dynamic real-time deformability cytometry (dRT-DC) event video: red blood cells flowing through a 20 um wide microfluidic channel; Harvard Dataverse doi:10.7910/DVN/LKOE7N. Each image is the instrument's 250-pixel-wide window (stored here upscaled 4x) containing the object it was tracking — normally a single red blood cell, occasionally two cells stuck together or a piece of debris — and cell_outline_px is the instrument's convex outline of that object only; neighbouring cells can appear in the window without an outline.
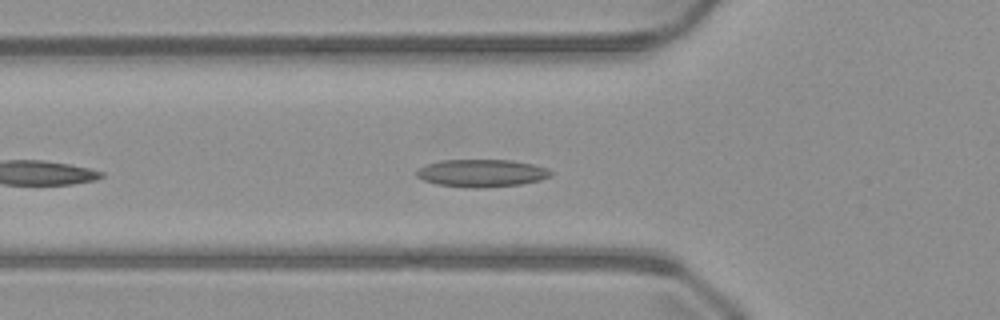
{"species": "common noctule bat (a hibernating species)", "species_latin": "Nyctalus noctula", "temperature_condition": "warm", "stored_images_in_passage": 25, "camera_frame_rate_fps": 3000, "um_per_image_px": 0.085, "animal": {"sex": "male", "body_mass_g": 23.1, "forearm_length_mm": 52.7}, "frame": {"image": 1, "passage_image": 6, "time_ms": 1.667, "image_size_px": [1000, 320], "cell_outline_px": [[552, 176], [540, 180], [520, 184], [484, 188], [472, 188], [436, 184], [424, 180], [416, 176], [416, 172], [420, 168], [428, 164], [440, 160], [512, 160], [532, 164], [548, 168], [552, 172]], "centroid_in_image_um": [40.96, 14.72], "position_along_channel_um": 84.8, "area_um2": 21.56}}
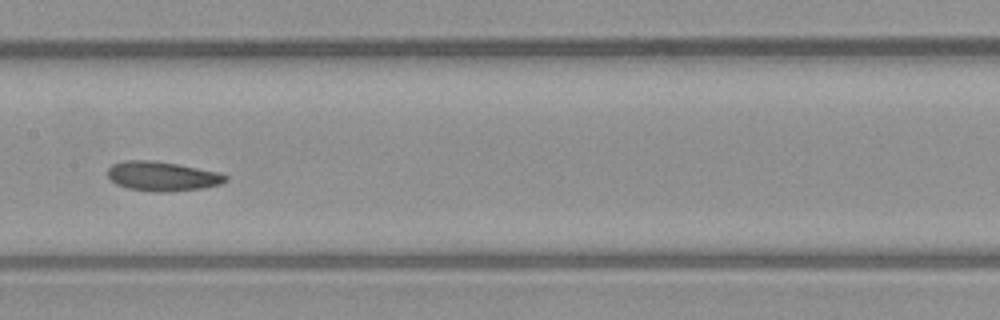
{"frame": {"image": 2, "passage_image": 14, "time_ms": 4.333, "image_size_px": [1000, 320], "cell_outline_px": [[228, 180], [220, 184], [204, 188], [160, 192], [156, 192], [128, 188], [116, 184], [108, 176], [108, 168], [112, 164], [124, 160], [152, 160], [176, 164], [216, 172], [228, 176]], "centroid_in_image_um": [13.77, 14.98], "position_along_channel_um": 193.6, "area_um2": 20.0}}
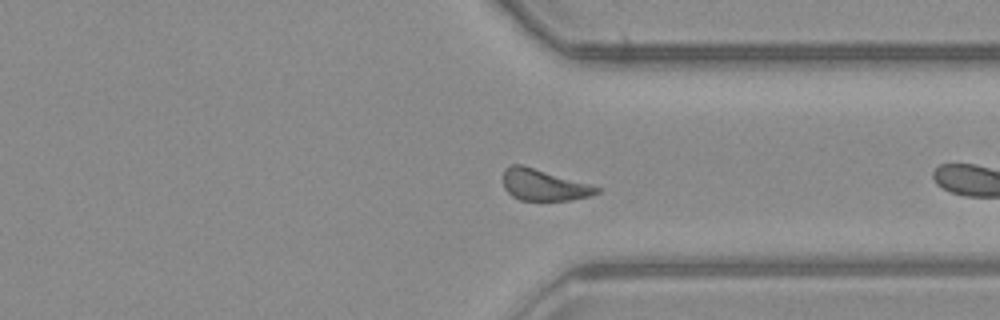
{"frame": {"image": 3, "passage_image": 24, "time_ms": 7.667, "image_size_px": [1000, 320], "cell_outline_px": [[600, 192], [592, 196], [572, 200], [520, 200], [512, 196], [504, 188], [504, 168], [512, 164], [520, 164], [588, 184], [600, 188]], "centroid_in_image_um": [46.21, 15.74], "position_along_channel_um": 365.2, "area_um2": 16.82}}